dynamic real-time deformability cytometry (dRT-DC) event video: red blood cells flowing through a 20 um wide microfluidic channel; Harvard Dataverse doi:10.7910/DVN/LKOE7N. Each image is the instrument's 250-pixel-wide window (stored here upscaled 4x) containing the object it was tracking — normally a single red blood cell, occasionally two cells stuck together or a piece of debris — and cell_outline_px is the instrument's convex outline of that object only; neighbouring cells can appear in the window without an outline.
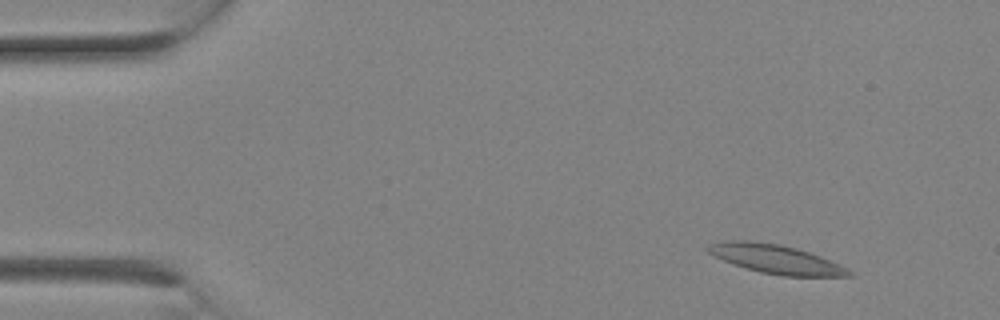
{"species": "Egyptian fruit bat (a non-hibernating species)", "species_latin": "Rousettus aegyptiacus", "temperature_condition": "room temperature", "stored_images_in_passage": 2, "camera_frame_rate_fps": 3000, "um_per_image_px": 0.085, "animal": {"sex": "female"}, "frame": {"image": 1, "passage_image": 1, "time_ms": 0.0, "image_size_px": [1000, 320], "cell_outline_px": [[852, 276], [784, 276], [760, 272], [724, 260], [708, 252], [704, 248], [708, 244], [724, 240], [752, 240], [780, 244], [796, 248], [820, 256], [840, 264], [848, 268], [852, 272]], "centroid_in_image_um": [65.95, 22.0], "position_along_channel_um": 19.1, "area_um2": 23.64}}